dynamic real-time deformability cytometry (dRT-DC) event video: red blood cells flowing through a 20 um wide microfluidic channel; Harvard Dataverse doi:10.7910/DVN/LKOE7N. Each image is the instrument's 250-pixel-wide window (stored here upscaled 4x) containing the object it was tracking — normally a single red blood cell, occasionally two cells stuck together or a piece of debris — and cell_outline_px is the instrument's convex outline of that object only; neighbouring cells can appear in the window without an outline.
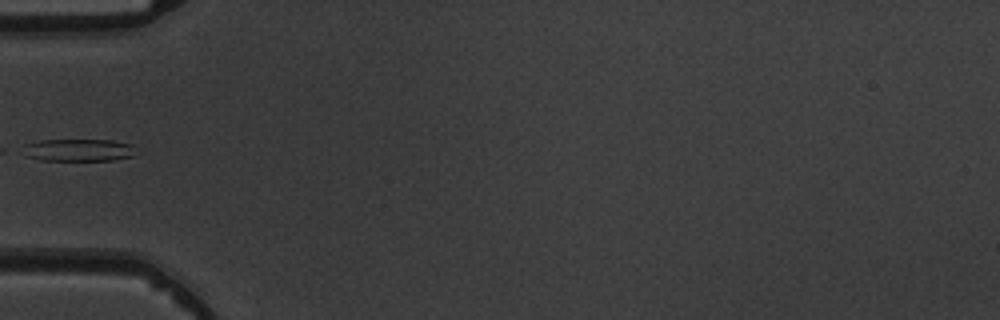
{"species": "common noctule bat (a hibernating species)", "species_latin": "Nyctalus noctula", "temperature_condition": "warm", "stored_images_in_passage": 6, "camera_frame_rate_fps": 3000, "um_per_image_px": 0.085, "animal": {"sex": "male", "body_mass_g": 19.5, "forearm_length_mm": 54.6}, "frame": {"image": 1, "passage_image": 6, "time_ms": 5.667, "image_size_px": [1000, 320], "cell_outline_px": [[132, 156], [116, 160], [40, 160], [24, 156], [16, 152], [16, 148], [24, 144], [40, 140], [112, 140], [132, 144]], "centroid_in_image_um": [6.47, 12.75], "position_along_channel_um": 78.5, "area_um2": 15.09}}